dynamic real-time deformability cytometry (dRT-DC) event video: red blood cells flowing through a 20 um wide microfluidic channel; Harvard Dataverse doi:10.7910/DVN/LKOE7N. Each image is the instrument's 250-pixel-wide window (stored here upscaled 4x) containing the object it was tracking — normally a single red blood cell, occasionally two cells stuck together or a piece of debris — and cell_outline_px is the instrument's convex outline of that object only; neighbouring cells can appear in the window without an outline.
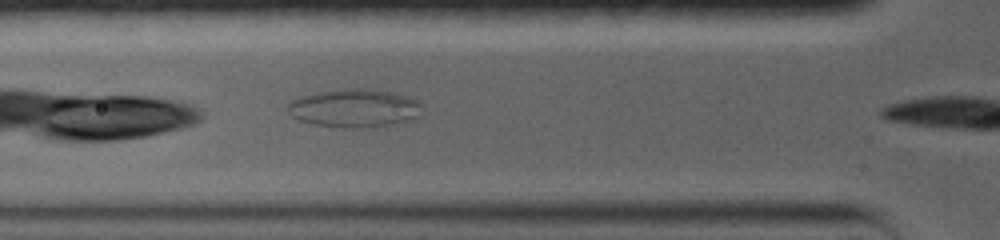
{"species": "common noctule bat (a hibernating species)", "species_latin": "Nyctalus noctula", "temperature_condition": "warm", "stored_images_in_passage": 13, "camera_frame_rate_fps": 5000, "um_per_image_px": 0.085, "animal": {"sex": "female", "body_mass_g": 19.0, "forearm_length_mm": 56.7}, "frame": {"image": 1, "passage_image": 4, "time_ms": 1.4, "image_size_px": [1000, 240], "cell_outline_px": [[420, 104], [416, 116], [408, 120], [388, 124], [356, 128], [344, 128], [316, 124], [300, 120], [292, 116], [288, 112], [288, 104], [292, 100], [304, 96], [320, 92], [348, 88], [360, 88], [392, 92], [416, 100]], "centroid_in_image_um": [30.06, 9.19], "position_along_channel_um": 95.7, "area_um2": 29.02}}
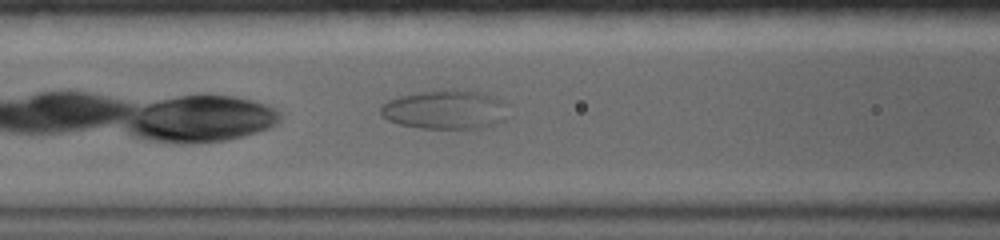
{"frame": {"image": 2, "passage_image": 6, "time_ms": 2.4, "image_size_px": [1000, 240], "cell_outline_px": [[508, 104], [504, 120], [496, 124], [480, 128], [420, 128], [400, 124], [388, 120], [380, 116], [380, 108], [388, 100], [400, 96], [420, 92], [444, 88], [480, 92], [500, 100]], "centroid_in_image_um": [37.83, 9.31], "position_along_channel_um": 128.8, "area_um2": 29.07}}